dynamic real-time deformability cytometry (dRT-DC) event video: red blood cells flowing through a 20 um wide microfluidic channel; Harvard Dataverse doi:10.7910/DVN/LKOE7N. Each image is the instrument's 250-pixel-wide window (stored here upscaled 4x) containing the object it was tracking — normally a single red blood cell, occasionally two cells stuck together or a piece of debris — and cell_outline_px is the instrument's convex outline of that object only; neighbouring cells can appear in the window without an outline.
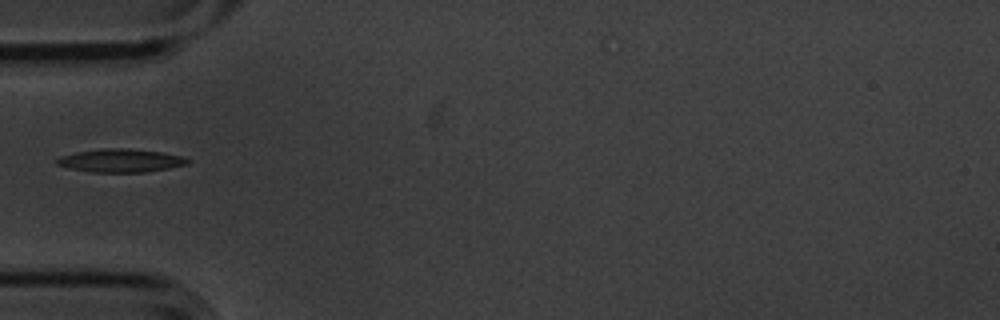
{"species": "common noctule bat (a hibernating species)", "species_latin": "Nyctalus noctula", "temperature_condition": "cold", "stored_images_in_passage": 6, "camera_frame_rate_fps": 3000, "um_per_image_px": 0.085, "animal": {"sex": "male", "body_mass_g": 20.1, "forearm_length_mm": 53.5}, "frame": {"image": 1, "passage_image": 1, "time_ms": 0.0, "image_size_px": [1000, 320], "cell_outline_px": [[192, 160], [188, 164], [168, 168], [144, 172], [92, 172], [68, 168], [56, 164], [52, 160], [60, 156], [76, 152], [100, 148], [128, 148], [164, 152], [184, 156]], "centroid_in_image_um": [10.25, 13.63], "position_along_channel_um": 74.8, "area_um2": 18.03}}
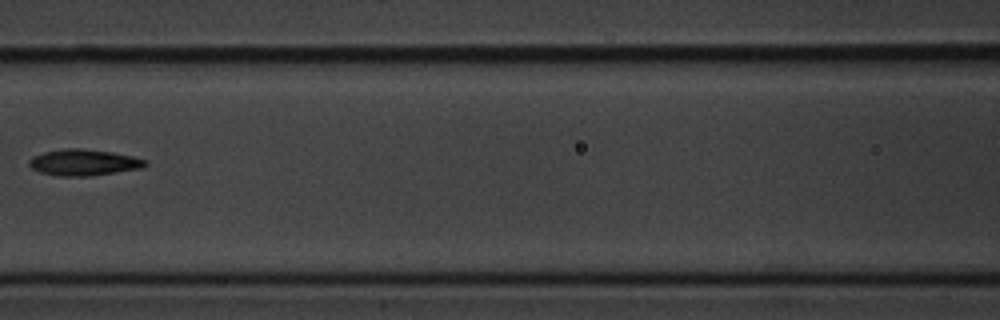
{"frame": {"image": 2, "passage_image": 3, "time_ms": 0.667, "image_size_px": [1000, 320], "cell_outline_px": [[148, 164], [144, 168], [88, 176], [56, 176], [40, 172], [32, 168], [28, 164], [28, 160], [44, 152], [64, 148], [84, 148], [112, 152], [132, 156], [148, 160]], "centroid_in_image_um": [7.15, 13.8], "position_along_channel_um": 159.5, "area_um2": 17.86}}
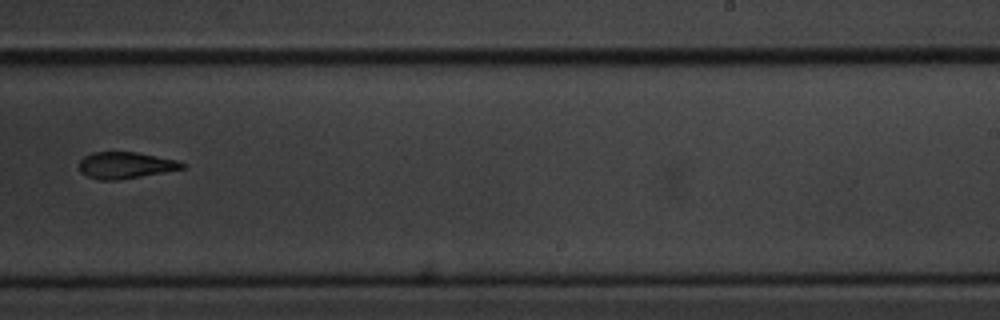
{"frame": {"image": 3, "passage_image": 6, "time_ms": 1.667, "image_size_px": [1000, 320], "cell_outline_px": [[184, 168], [140, 176], [116, 180], [100, 180], [88, 176], [80, 172], [80, 160], [84, 156], [92, 152], [136, 152], [176, 160], [184, 164]], "centroid_in_image_um": [10.61, 14.04], "position_along_channel_um": 278.4, "area_um2": 15.61}}